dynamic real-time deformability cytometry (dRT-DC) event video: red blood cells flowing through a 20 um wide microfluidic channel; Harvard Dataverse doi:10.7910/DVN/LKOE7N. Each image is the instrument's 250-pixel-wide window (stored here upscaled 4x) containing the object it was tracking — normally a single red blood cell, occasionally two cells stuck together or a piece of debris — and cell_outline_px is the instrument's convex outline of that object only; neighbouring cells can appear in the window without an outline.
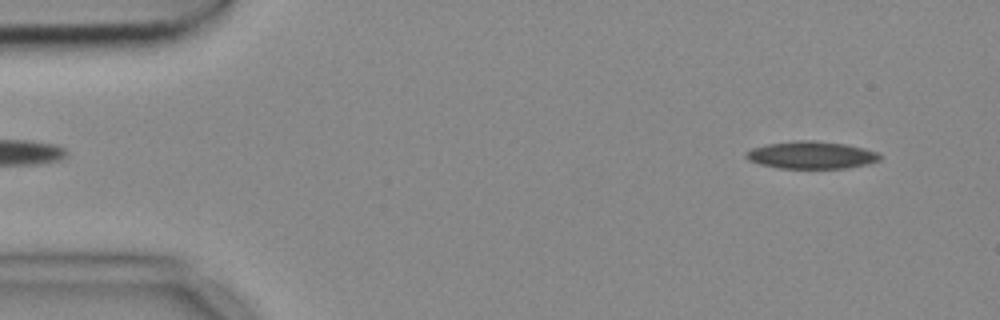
{"species": "common noctule bat (a hibernating species)", "species_latin": "Nyctalus noctula", "temperature_condition": "cold", "stored_images_in_passage": 54, "camera_frame_rate_fps": 3000, "um_per_image_px": 0.085, "animal": {"sex": "female", "body_mass_g": 18.4}, "frame": {"image": 1, "passage_image": 4, "time_ms": 1.0, "image_size_px": [1000, 320], "cell_outline_px": [[880, 160], [868, 164], [844, 168], [780, 168], [748, 160], [744, 156], [752, 148], [768, 144], [800, 140], [812, 140], [844, 144], [876, 152], [880, 156]], "centroid_in_image_um": [68.96, 13.18], "position_along_channel_um": 16.0, "area_um2": 20.87}}
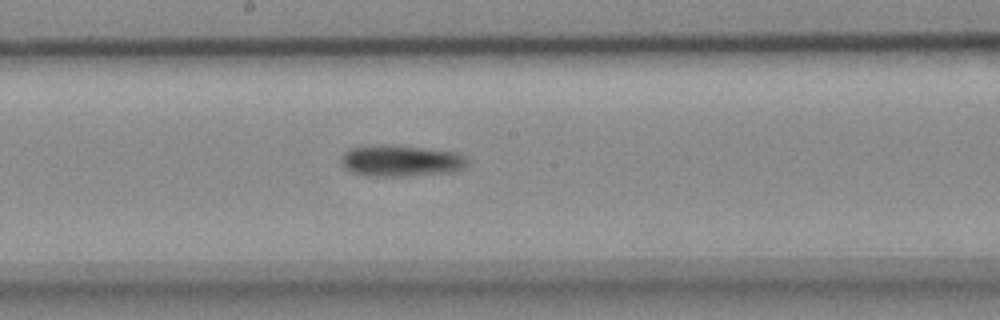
{"frame": {"image": 2, "passage_image": 28, "time_ms": 9.0, "image_size_px": [1000, 320], "cell_outline_px": [[464, 168], [452, 172], [400, 176], [368, 176], [352, 172], [340, 160], [344, 152], [348, 148], [376, 144], [384, 144], [456, 152], [464, 156]], "centroid_in_image_um": [34.01, 13.66], "position_along_channel_um": 214.2, "area_um2": 22.72}}
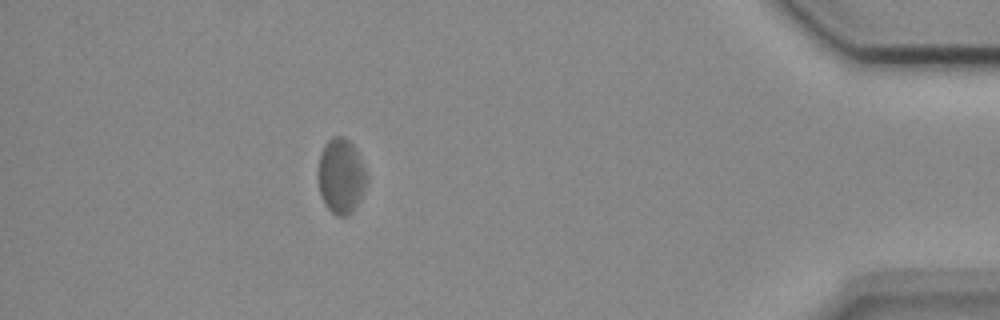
{"frame": {"image": 3, "passage_image": 48, "time_ms": 15.667, "image_size_px": [1000, 320], "cell_outline_px": [[368, 180], [356, 208], [348, 216], [336, 216], [324, 204], [320, 192], [316, 176], [316, 172], [320, 152], [324, 144], [332, 136], [344, 136], [356, 148], [364, 168]], "centroid_in_image_um": [28.95, 14.96], "position_along_channel_um": 406.2, "area_um2": 21.73}}